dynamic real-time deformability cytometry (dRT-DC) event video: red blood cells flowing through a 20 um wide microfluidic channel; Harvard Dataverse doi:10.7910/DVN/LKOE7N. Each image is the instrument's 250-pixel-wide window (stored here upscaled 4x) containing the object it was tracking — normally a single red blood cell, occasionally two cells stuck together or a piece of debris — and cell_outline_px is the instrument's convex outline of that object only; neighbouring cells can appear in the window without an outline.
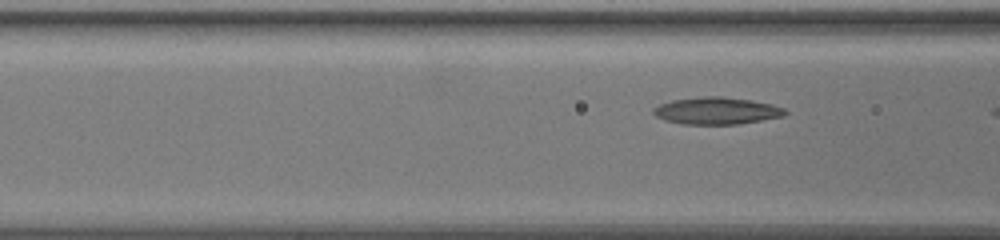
{"species": "common noctule bat (a hibernating species)", "species_latin": "Nyctalus noctula", "temperature_condition": "warm", "stored_images_in_passage": 15, "camera_frame_rate_fps": 3000, "um_per_image_px": 0.085, "animal": {"sex": "female", "body_mass_g": 19.5, "forearm_length_mm": 54.1}, "frame": {"image": 1, "passage_image": 13, "time_ms": 4.0, "image_size_px": [1000, 240], "cell_outline_px": [[788, 112], [784, 116], [740, 124], [680, 124], [664, 120], [656, 116], [652, 112], [652, 108], [660, 104], [672, 100], [708, 96], [720, 96], [752, 100], [772, 104], [784, 108]], "centroid_in_image_um": [60.91, 9.42], "position_along_channel_um": 105.7, "area_um2": 20.87}}